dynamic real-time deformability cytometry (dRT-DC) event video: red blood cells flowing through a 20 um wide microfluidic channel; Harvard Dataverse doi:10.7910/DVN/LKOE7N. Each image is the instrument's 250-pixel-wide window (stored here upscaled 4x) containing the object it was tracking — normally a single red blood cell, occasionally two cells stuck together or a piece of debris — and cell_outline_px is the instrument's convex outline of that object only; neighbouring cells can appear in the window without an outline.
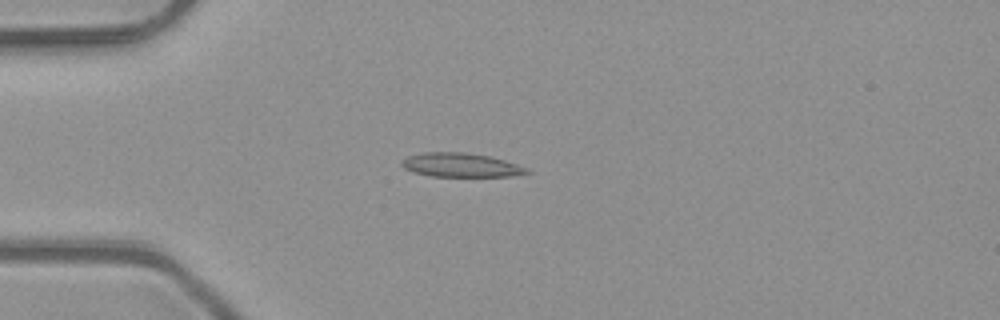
{"species": "common noctule bat (a hibernating species)", "species_latin": "Nyctalus noctula", "temperature_condition": "room temperature", "stored_images_in_passage": 42, "camera_frame_rate_fps": 3000, "um_per_image_px": 0.085, "animal": {"sex": "male", "body_mass_g": 23.1, "forearm_length_mm": 52.7}, "frame": {"image": 1, "passage_image": 5, "time_ms": 1.333, "image_size_px": [1000, 320], "cell_outline_px": [[532, 172], [512, 176], [432, 176], [412, 172], [404, 168], [400, 164], [400, 160], [408, 156], [420, 152], [468, 152], [492, 156], [528, 168]], "centroid_in_image_um": [39.14, 14.01], "position_along_channel_um": 45.9, "area_um2": 17.69}}
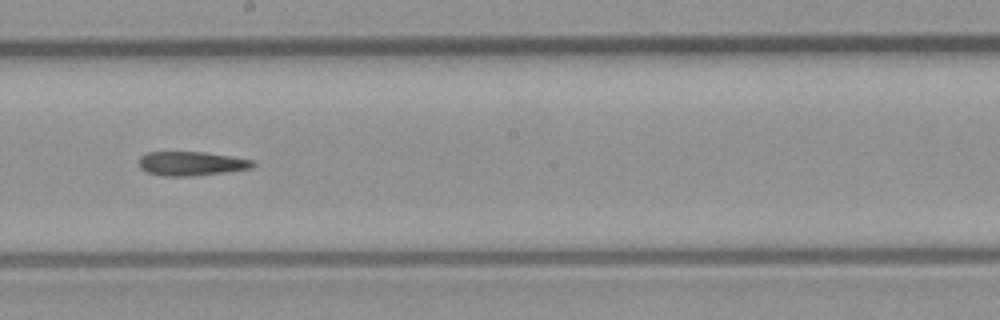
{"frame": {"image": 2, "passage_image": 20, "time_ms": 6.333, "image_size_px": [1000, 320], "cell_outline_px": [[256, 164], [252, 168], [224, 172], [188, 176], [164, 176], [148, 172], [140, 168], [140, 156], [148, 152], [204, 152], [252, 160]], "centroid_in_image_um": [16.25, 13.9], "position_along_channel_um": 231.9, "area_um2": 15.72}}
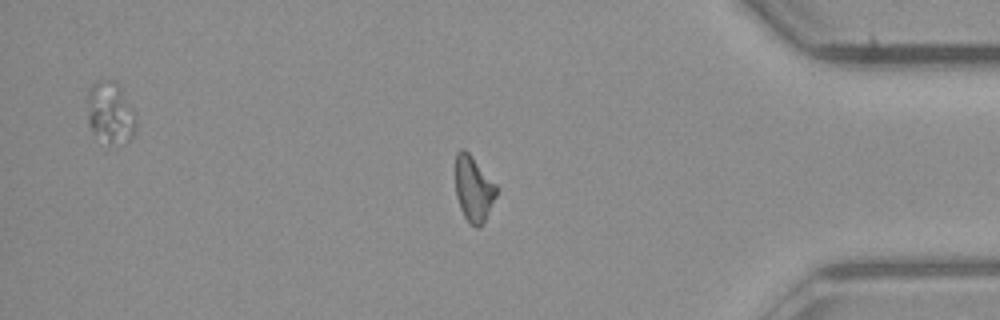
{"frame": {"image": 3, "passage_image": 34, "time_ms": 11.0, "image_size_px": [1000, 320], "cell_outline_px": [[496, 196], [480, 228], [476, 228], [468, 224], [460, 208], [456, 196], [456, 152], [460, 148], [464, 148], [468, 152], [496, 184]], "centroid_in_image_um": [40.23, 16.06], "position_along_channel_um": 395.0, "area_um2": 15.55}}